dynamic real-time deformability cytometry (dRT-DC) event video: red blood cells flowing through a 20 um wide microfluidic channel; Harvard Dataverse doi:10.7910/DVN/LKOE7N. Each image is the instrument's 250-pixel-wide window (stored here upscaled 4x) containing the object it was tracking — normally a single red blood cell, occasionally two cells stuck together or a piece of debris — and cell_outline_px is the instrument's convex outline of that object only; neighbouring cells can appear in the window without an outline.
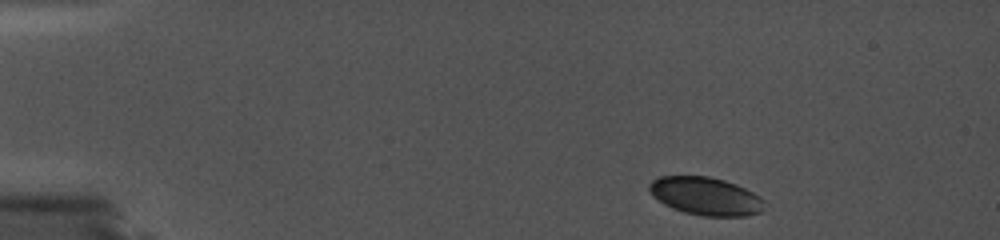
{"species": "common noctule bat (a hibernating species)", "species_latin": "Nyctalus noctula", "temperature_condition": "cold", "stored_images_in_passage": 12, "camera_frame_rate_fps": 5000, "um_per_image_px": 0.085, "animal": {"sex": "female", "body_mass_g": 19.0, "forearm_length_mm": 56.7}, "frame": {"image": 1, "passage_image": 1, "time_ms": 0.0, "image_size_px": [1000, 240], "cell_outline_px": [[764, 208], [760, 212], [744, 216], [704, 216], [684, 212], [672, 208], [664, 204], [652, 196], [648, 192], [648, 184], [652, 180], [660, 176], [708, 176], [724, 180], [744, 188], [752, 192], [764, 200]], "centroid_in_image_um": [59.93, 16.67], "position_along_channel_um": 25.1, "area_um2": 25.49}}
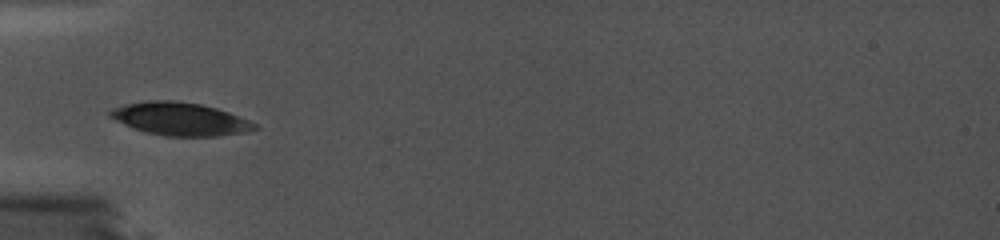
{"frame": {"image": 2, "passage_image": 7, "time_ms": 1.2, "image_size_px": [1000, 240], "cell_outline_px": [[260, 128], [244, 132], [220, 136], [168, 136], [144, 132], [124, 124], [108, 116], [108, 112], [112, 108], [128, 104], [148, 100], [172, 100], [200, 104], [216, 108], [228, 112], [248, 120], [256, 124]], "centroid_in_image_um": [15.3, 10.11], "position_along_channel_um": 69.7, "area_um2": 27.57}}
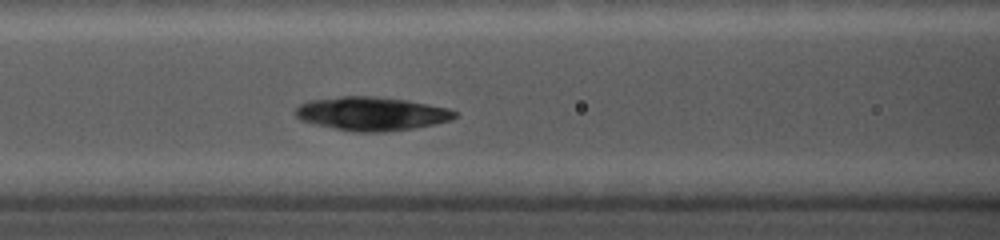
{"frame": {"image": 3, "passage_image": 10, "time_ms": 1.8, "image_size_px": [1000, 240], "cell_outline_px": [[456, 116], [452, 120], [436, 124], [388, 132], [352, 132], [316, 124], [300, 120], [296, 116], [296, 108], [300, 104], [308, 100], [340, 96], [376, 96], [408, 100], [448, 108], [456, 112]], "centroid_in_image_um": [31.59, 9.66], "position_along_channel_um": 135.0, "area_um2": 31.39}}